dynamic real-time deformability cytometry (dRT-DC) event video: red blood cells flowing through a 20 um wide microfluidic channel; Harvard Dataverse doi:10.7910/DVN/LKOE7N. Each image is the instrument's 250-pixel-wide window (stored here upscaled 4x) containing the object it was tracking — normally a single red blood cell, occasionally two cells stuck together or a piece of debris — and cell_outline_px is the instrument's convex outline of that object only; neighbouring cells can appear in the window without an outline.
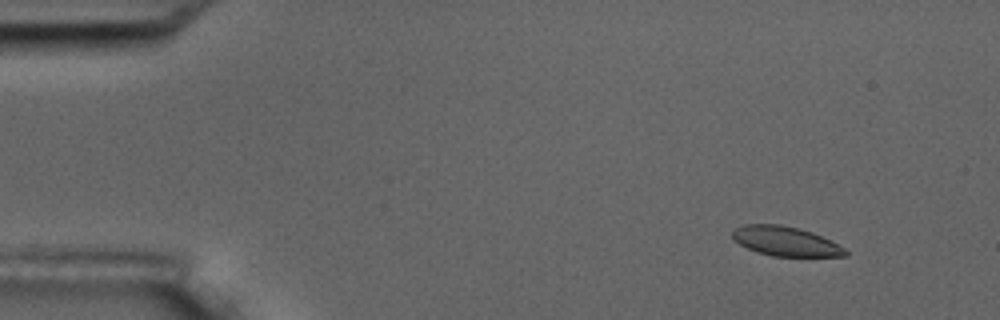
{"species": "common noctule bat (a hibernating species)", "species_latin": "Nyctalus noctula", "temperature_condition": "room temperature", "stored_images_in_passage": 5, "camera_frame_rate_fps": 3000, "um_per_image_px": 0.085, "animal": {"sex": "male", "body_mass_g": 17.5, "forearm_length_mm": 52.3}, "frame": {"image": 1, "passage_image": 2, "time_ms": 1.0, "image_size_px": [1000, 320], "cell_outline_px": [[848, 256], [772, 256], [756, 252], [732, 240], [732, 232], [736, 228], [744, 224], [780, 224], [800, 228], [812, 232], [832, 240], [844, 248], [848, 252]], "centroid_in_image_um": [66.77, 20.5], "position_along_channel_um": 18.2, "area_um2": 19.54}}